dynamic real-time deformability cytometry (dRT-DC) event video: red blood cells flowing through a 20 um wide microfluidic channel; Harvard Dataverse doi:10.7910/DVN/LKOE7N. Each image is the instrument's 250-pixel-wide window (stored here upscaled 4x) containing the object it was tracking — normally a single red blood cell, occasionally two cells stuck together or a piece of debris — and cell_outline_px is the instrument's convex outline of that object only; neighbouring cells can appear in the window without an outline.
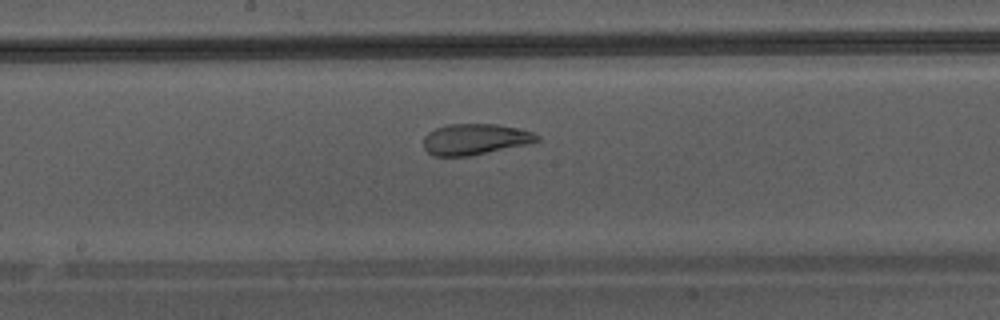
{"species": "Egyptian fruit bat (a non-hibernating species)", "species_latin": "Rousettus aegyptiacus", "temperature_condition": "warm", "stored_images_in_passage": 36, "camera_frame_rate_fps": 3000, "um_per_image_px": 0.085, "animal": {"sex": "male"}, "frame": {"image": 1, "passage_image": 16, "time_ms": 5.0, "image_size_px": [1000, 320], "cell_outline_px": [[540, 140], [528, 144], [468, 156], [432, 156], [424, 148], [424, 136], [428, 132], [436, 128], [448, 124], [496, 124], [516, 128], [532, 132], [540, 136]], "centroid_in_image_um": [40.36, 11.84], "position_along_channel_um": 207.8, "area_um2": 20.4}}